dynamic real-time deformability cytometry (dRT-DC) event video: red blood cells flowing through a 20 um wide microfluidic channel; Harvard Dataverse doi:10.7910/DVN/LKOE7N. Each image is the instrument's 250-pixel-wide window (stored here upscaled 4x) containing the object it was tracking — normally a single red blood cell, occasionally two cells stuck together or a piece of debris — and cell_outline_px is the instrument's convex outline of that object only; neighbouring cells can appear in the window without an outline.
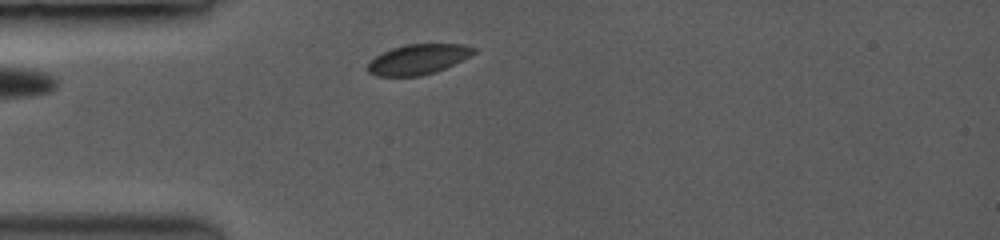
{"species": "common noctule bat (a hibernating species)", "species_latin": "Nyctalus noctula", "temperature_condition": "room temperature", "stored_images_in_passage": 35, "camera_frame_rate_fps": 3500, "um_per_image_px": 0.085, "animal": {"sex": "female", "body_mass_g": 19.0, "forearm_length_mm": 53.3}, "frame": {"image": 1, "passage_image": 1, "time_ms": 0.0, "image_size_px": [1000, 240], "cell_outline_px": [[476, 52], [444, 68], [420, 76], [376, 76], [368, 72], [368, 64], [376, 56], [392, 48], [404, 44], [460, 44], [476, 48]], "centroid_in_image_um": [35.51, 5.03], "position_along_channel_um": 49.5, "area_um2": 18.21}}
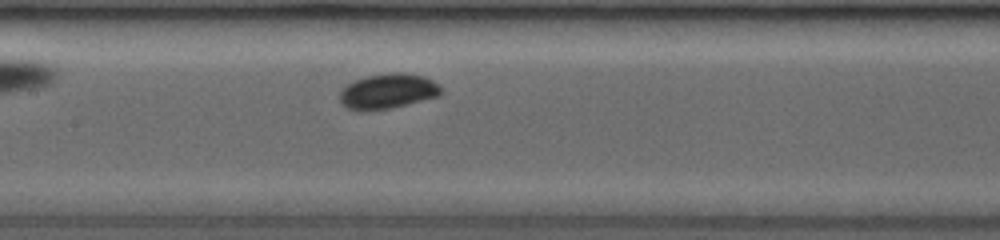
{"frame": {"image": 2, "passage_image": 13, "time_ms": 3.429, "image_size_px": [1000, 240], "cell_outline_px": [[440, 92], [436, 96], [388, 108], [348, 108], [340, 100], [340, 92], [348, 84], [356, 80], [368, 76], [388, 72], [404, 72], [424, 76], [432, 80], [440, 88]], "centroid_in_image_um": [32.98, 7.69], "position_along_channel_um": 174.4, "area_um2": 19.65}}
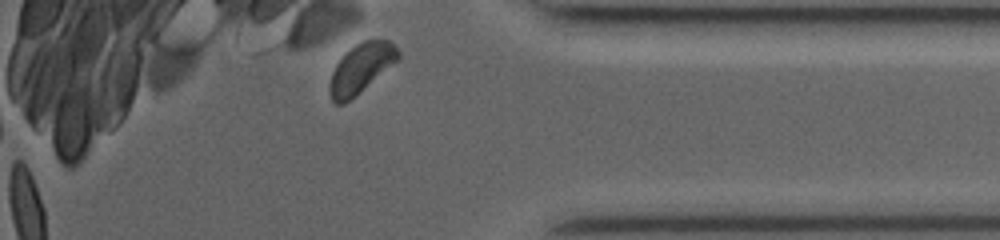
{"frame": {"image": 3, "passage_image": 34, "time_ms": 9.429, "image_size_px": [1000, 240], "cell_outline_px": [[400, 56], [396, 60], [344, 104], [336, 104], [332, 100], [328, 92], [328, 84], [332, 72], [336, 64], [356, 44], [364, 40], [388, 40], [400, 52]], "centroid_in_image_um": [30.63, 5.81], "position_along_channel_um": 404.6, "area_um2": 18.84}}